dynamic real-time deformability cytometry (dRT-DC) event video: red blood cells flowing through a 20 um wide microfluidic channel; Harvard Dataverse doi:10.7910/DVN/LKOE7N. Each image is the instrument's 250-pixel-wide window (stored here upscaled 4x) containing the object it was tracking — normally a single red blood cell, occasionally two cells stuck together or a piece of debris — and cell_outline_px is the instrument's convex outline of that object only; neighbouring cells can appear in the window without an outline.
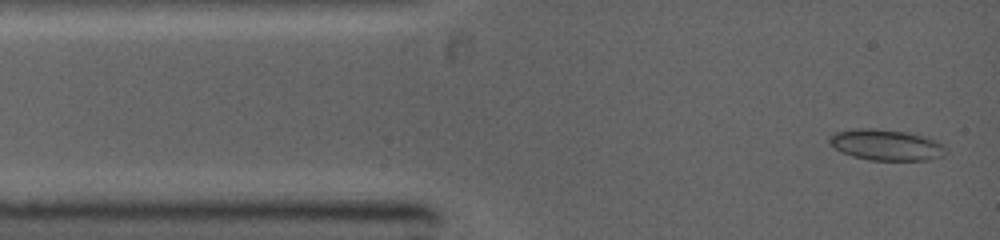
{"species": "common noctule bat (a hibernating species)", "species_latin": "Nyctalus noctula", "temperature_condition": "warm", "stored_images_in_passage": 37, "camera_frame_rate_fps": 5000, "um_per_image_px": 0.085, "animal": {"sex": "female", "body_mass_g": 19.0, "forearm_length_mm": 53.3}, "frame": {"image": 1, "passage_image": 2, "time_ms": 0.2, "image_size_px": [1000, 240], "cell_outline_px": [[948, 152], [944, 156], [928, 160], [868, 160], [852, 156], [840, 152], [828, 144], [828, 136], [836, 132], [856, 128], [876, 128], [908, 132], [928, 136], [940, 140], [944, 144]], "centroid_in_image_um": [75.36, 12.31], "position_along_channel_um": 9.6, "area_um2": 21.73}}
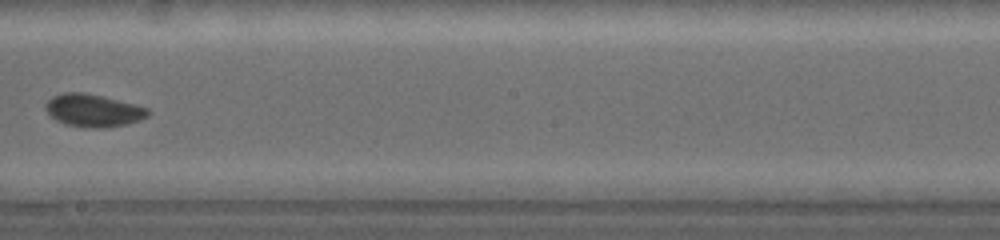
{"frame": {"image": 2, "passage_image": 21, "time_ms": 6.4, "image_size_px": [1000, 240], "cell_outline_px": [[152, 112], [148, 116], [140, 120], [128, 124], [104, 128], [92, 128], [64, 124], [56, 120], [44, 108], [44, 104], [52, 96], [64, 92], [84, 92], [136, 104], [148, 108]], "centroid_in_image_um": [7.95, 9.39], "position_along_channel_um": 240.3, "area_um2": 19.65}}
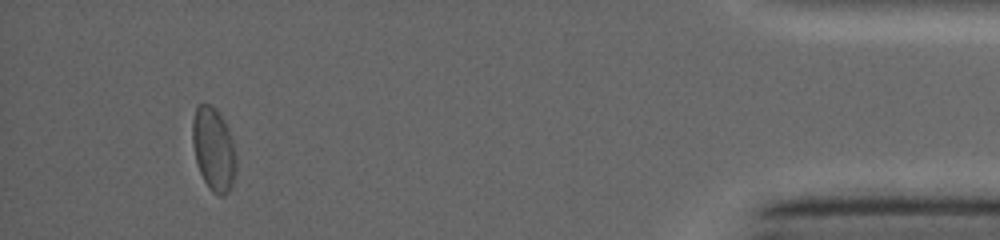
{"frame": {"image": 3, "passage_image": 35, "time_ms": 12.0, "image_size_px": [1000, 240], "cell_outline_px": [[236, 172], [232, 184], [228, 192], [224, 196], [220, 196], [212, 192], [204, 180], [200, 172], [196, 160], [192, 140], [192, 120], [196, 108], [200, 104], [212, 104], [220, 112], [228, 128], [232, 140], [236, 156]], "centroid_in_image_um": [18.16, 12.66], "position_along_channel_um": 417.0, "area_um2": 21.33}}